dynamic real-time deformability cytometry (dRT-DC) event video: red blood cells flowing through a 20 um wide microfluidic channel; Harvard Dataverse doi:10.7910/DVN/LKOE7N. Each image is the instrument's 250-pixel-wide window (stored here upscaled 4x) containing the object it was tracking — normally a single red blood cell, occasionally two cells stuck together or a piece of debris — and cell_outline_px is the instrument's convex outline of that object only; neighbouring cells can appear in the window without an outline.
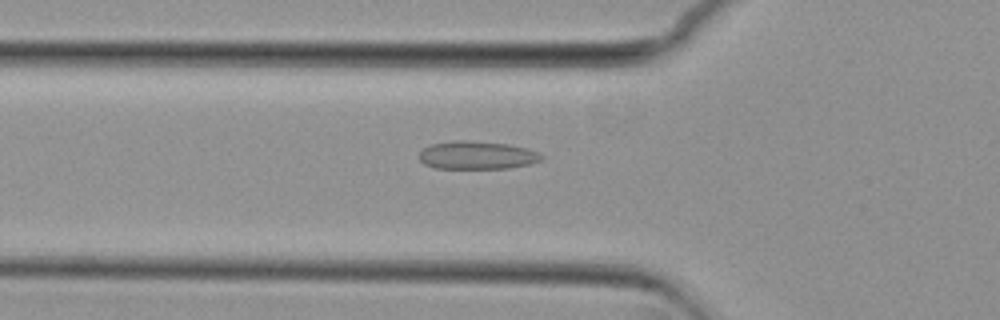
{"species": "common noctule bat (a hibernating species)", "species_latin": "Nyctalus noctula", "temperature_condition": "cold", "stored_images_in_passage": 35, "camera_frame_rate_fps": 3000, "um_per_image_px": 0.085, "animal": {"sex": "female", "body_mass_g": 29.2, "forearm_length_mm": 56.3}, "frame": {"image": 1, "passage_image": 5, "time_ms": 1.333, "image_size_px": [1000, 320], "cell_outline_px": [[544, 156], [540, 160], [532, 164], [508, 168], [436, 168], [424, 164], [420, 160], [420, 152], [424, 148], [432, 144], [456, 140], [464, 140], [508, 144], [528, 148], [540, 152]], "centroid_in_image_um": [40.59, 13.19], "position_along_channel_um": 85.2, "area_um2": 20.0}}
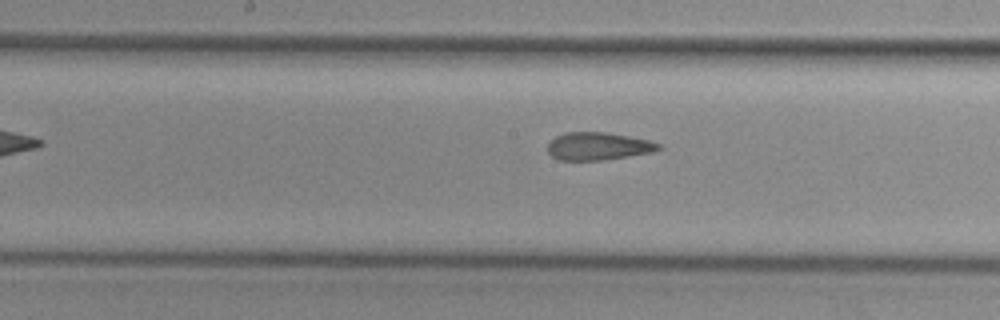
{"frame": {"image": 2, "passage_image": 14, "time_ms": 4.333, "image_size_px": [1000, 320], "cell_outline_px": [[660, 148], [652, 152], [628, 156], [600, 160], [560, 160], [552, 156], [548, 152], [548, 144], [556, 136], [564, 132], [608, 132], [648, 140], [660, 144]], "centroid_in_image_um": [50.82, 12.42], "position_along_channel_um": 197.4, "area_um2": 17.74}}
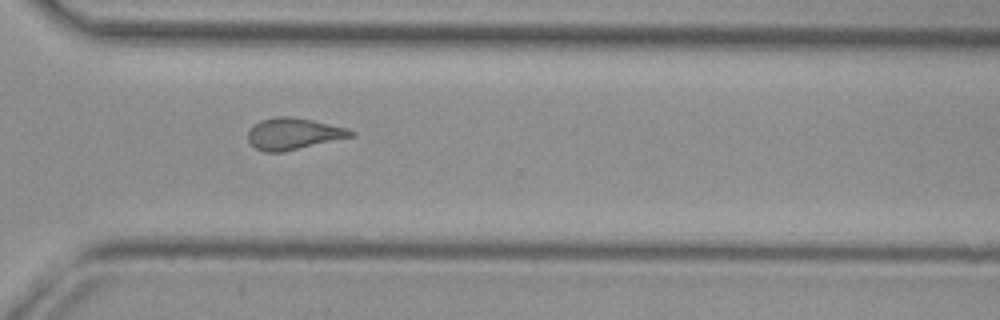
{"frame": {"image": 3, "passage_image": 26, "time_ms": 8.333, "image_size_px": [1000, 320], "cell_outline_px": [[356, 132], [352, 136], [284, 152], [264, 152], [256, 148], [248, 140], [248, 132], [260, 120], [276, 116], [288, 116], [312, 120], [348, 128]], "centroid_in_image_um": [24.94, 11.37], "position_along_channel_um": 345.7, "area_um2": 18.73}, "authors_computed_cell_mechanics": {"area_um2": 18.7272, "velocity_mm_per_s": 3.7107, "shape_relaxation_time_tau1_ms": null, "shape_relaxation_time_tau2_ms": 2.3067, "deformation_change_tau1": null, "deformation_change_tau2": 0.1102}}